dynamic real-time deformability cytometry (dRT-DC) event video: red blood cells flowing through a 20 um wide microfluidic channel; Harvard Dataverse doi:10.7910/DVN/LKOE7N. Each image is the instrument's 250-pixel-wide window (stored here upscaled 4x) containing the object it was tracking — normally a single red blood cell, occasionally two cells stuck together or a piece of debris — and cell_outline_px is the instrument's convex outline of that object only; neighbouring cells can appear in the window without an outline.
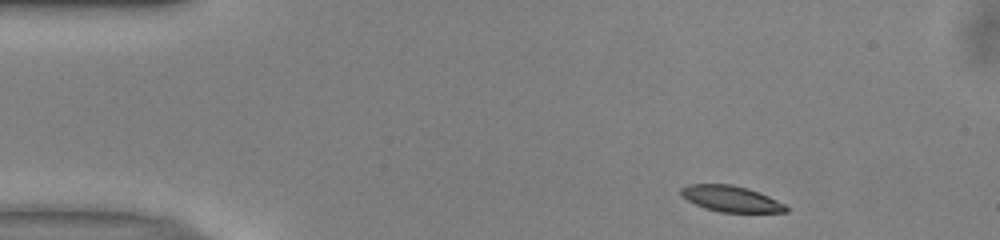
{"species": "common noctule bat (a hibernating species)", "species_latin": "Nyctalus noctula", "temperature_condition": "warm", "stored_images_in_passage": 46, "camera_frame_rate_fps": 3000, "um_per_image_px": 0.085, "animal": {"sex": "male", "body_mass_g": 13.0, "forearm_length_mm": 53.1}, "frame": {"image": 1, "passage_image": 1, "time_ms": 0.0, "image_size_px": [1000, 240], "cell_outline_px": [[788, 212], [720, 212], [704, 208], [680, 196], [680, 188], [688, 184], [732, 184], [748, 188], [768, 196], [784, 204], [788, 208]], "centroid_in_image_um": [62.1, 16.89], "position_along_channel_um": 22.9, "area_um2": 15.9}}
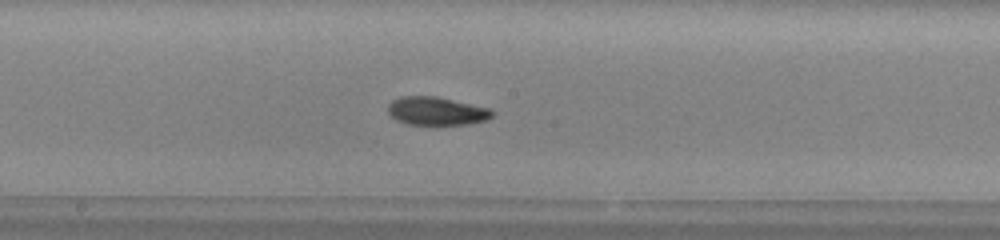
{"frame": {"image": 2, "passage_image": 21, "time_ms": 6.667, "image_size_px": [1000, 240], "cell_outline_px": [[496, 112], [492, 116], [484, 120], [468, 124], [436, 128], [408, 124], [396, 120], [388, 112], [388, 104], [392, 100], [400, 96], [436, 96], [492, 108]], "centroid_in_image_um": [37.12, 9.48], "position_along_channel_um": 211.1, "area_um2": 18.09}}
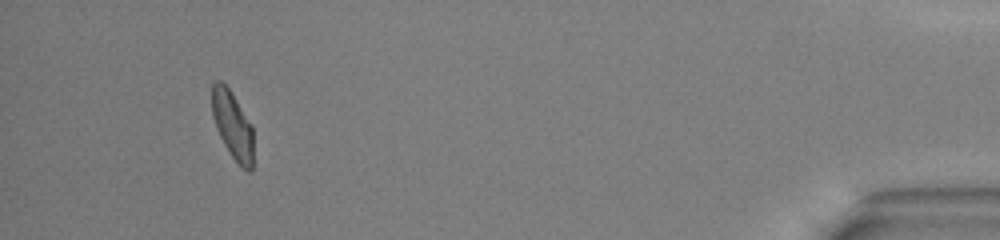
{"frame": {"image": 3, "passage_image": 42, "time_ms": 13.667, "image_size_px": [1000, 240], "cell_outline_px": [[252, 172], [248, 172], [232, 156], [224, 144], [216, 128], [212, 116], [212, 84], [216, 80], [220, 80], [228, 88], [252, 124]], "centroid_in_image_um": [19.75, 10.62], "position_along_channel_um": 415.4, "area_um2": 16.07}, "authors_computed_cell_mechanics": {"area_um2": 16.9065, "velocity_mm_per_s": 3.9754, "shape_relaxation_time_tau1_ms": 3.1861, "shape_relaxation_time_tau2_ms": 6.2111, "deformation_change_tau1": 0.1279, "deformation_change_tau2": 0.1078}}